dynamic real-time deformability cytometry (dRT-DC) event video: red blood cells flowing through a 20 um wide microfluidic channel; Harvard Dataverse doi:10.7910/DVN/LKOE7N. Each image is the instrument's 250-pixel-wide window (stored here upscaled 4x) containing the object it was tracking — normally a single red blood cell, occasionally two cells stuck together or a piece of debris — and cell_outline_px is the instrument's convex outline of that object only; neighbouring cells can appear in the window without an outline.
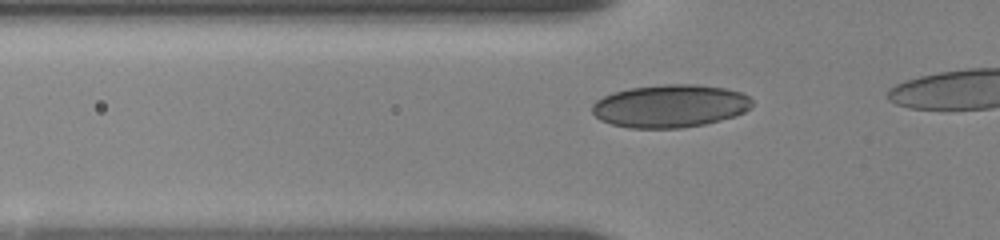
{"species": "human", "species_latin": "Homo sapiens", "temperature_condition": "room temperature", "stored_images_in_passage": 16, "camera_frame_rate_fps": 3000, "um_per_image_px": 0.085, "donor": {"sex": "female"}, "frame": {"image": 1, "passage_image": 2, "time_ms": 0.333, "image_size_px": [1000, 240], "cell_outline_px": [[752, 108], [736, 116], [704, 124], [680, 128], [632, 128], [612, 124], [600, 120], [592, 112], [592, 104], [596, 100], [612, 92], [632, 88], [664, 84], [696, 84], [724, 88], [740, 92], [748, 96], [752, 100]], "centroid_in_image_um": [56.97, 9.01], "position_along_channel_um": 68.8, "area_um2": 40.0}}
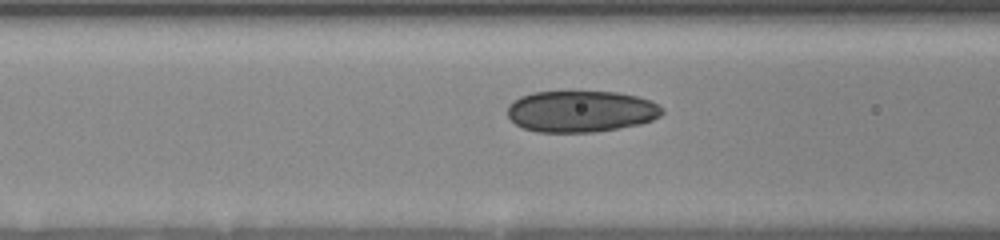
{"frame": {"image": 2, "passage_image": 8, "time_ms": 1.667, "image_size_px": [1000, 240], "cell_outline_px": [[664, 112], [660, 116], [652, 120], [640, 124], [596, 132], [536, 132], [524, 128], [516, 124], [508, 116], [508, 104], [520, 96], [532, 92], [616, 92], [636, 96], [652, 100], [664, 108]], "centroid_in_image_um": [49.4, 9.46], "position_along_channel_um": 117.2, "area_um2": 37.51}}
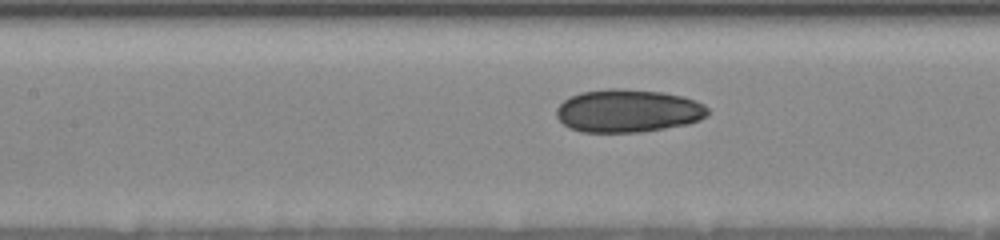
{"frame": {"image": 3, "passage_image": 12, "time_ms": 2.667, "image_size_px": [1000, 240], "cell_outline_px": [[708, 116], [700, 120], [688, 124], [640, 132], [580, 132], [568, 128], [556, 116], [556, 108], [564, 100], [580, 92], [608, 88], [620, 88], [664, 92], [684, 96], [696, 100], [704, 104], [708, 108]], "centroid_in_image_um": [53.39, 9.41], "position_along_channel_um": 154.0, "area_um2": 38.26}}